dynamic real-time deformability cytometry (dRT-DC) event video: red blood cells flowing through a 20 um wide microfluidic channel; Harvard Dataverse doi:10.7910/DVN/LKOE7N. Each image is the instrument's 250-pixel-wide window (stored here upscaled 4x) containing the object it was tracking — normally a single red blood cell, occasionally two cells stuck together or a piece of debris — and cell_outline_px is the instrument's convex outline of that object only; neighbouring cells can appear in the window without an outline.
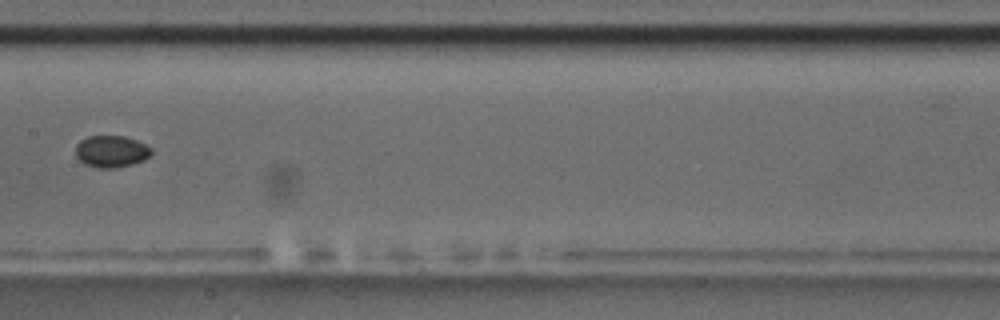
{"species": "common noctule bat (a hibernating species)", "species_latin": "Nyctalus noctula", "temperature_condition": "room temperature", "stored_images_in_passage": 13, "camera_frame_rate_fps": 3000, "um_per_image_px": 0.085, "animal": {"sex": "male", "body_mass_g": 17.5, "forearm_length_mm": 52.3}, "frame": {"image": 1, "passage_image": 6, "time_ms": 5.667, "image_size_px": [1000, 320], "cell_outline_px": [[152, 156], [144, 160], [132, 164], [116, 168], [96, 168], [84, 164], [76, 156], [76, 144], [80, 140], [88, 136], [124, 136], [136, 140], [152, 148]], "centroid_in_image_um": [9.47, 12.88], "position_along_channel_um": 197.9, "area_um2": 14.22}}